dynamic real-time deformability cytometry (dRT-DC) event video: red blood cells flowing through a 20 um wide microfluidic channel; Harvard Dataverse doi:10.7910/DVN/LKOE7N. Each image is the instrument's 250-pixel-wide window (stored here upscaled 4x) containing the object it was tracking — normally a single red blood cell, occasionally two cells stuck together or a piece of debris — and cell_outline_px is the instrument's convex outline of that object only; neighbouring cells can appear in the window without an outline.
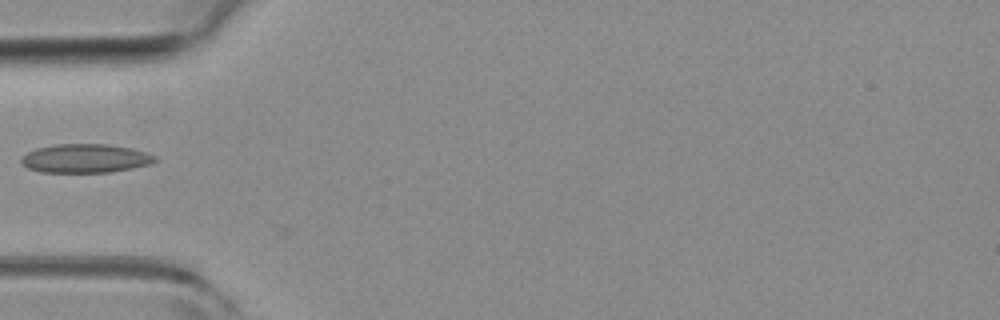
{"species": "common noctule bat (a hibernating species)", "species_latin": "Nyctalus noctula", "temperature_condition": "room temperature", "stored_images_in_passage": 4, "camera_frame_rate_fps": 3000, "um_per_image_px": 0.085, "animal": {"sex": "female", "body_mass_g": 19.3, "forearm_length_mm": 54.1}, "frame": {"image": 1, "passage_image": 3, "time_ms": 0.667, "image_size_px": [1000, 320], "cell_outline_px": [[156, 160], [148, 164], [132, 168], [112, 172], [40, 172], [28, 168], [20, 160], [20, 156], [36, 148], [56, 144], [108, 144], [132, 148], [148, 152], [156, 156]], "centroid_in_image_um": [7.25, 13.46], "position_along_channel_um": 77.8, "area_um2": 22.48}}
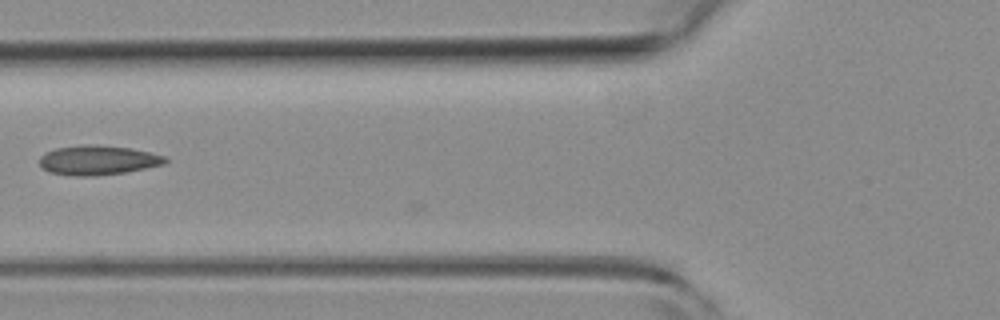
{"frame": {"image": 2, "passage_image": 4, "time_ms": 1.0, "image_size_px": [1000, 320], "cell_outline_px": [[168, 160], [164, 164], [124, 172], [96, 176], [72, 176], [48, 172], [40, 168], [40, 156], [44, 152], [56, 148], [84, 144], [96, 144], [128, 148], [148, 152], [164, 156]], "centroid_in_image_um": [8.24, 13.62], "position_along_channel_um": 117.6, "area_um2": 21.68}}